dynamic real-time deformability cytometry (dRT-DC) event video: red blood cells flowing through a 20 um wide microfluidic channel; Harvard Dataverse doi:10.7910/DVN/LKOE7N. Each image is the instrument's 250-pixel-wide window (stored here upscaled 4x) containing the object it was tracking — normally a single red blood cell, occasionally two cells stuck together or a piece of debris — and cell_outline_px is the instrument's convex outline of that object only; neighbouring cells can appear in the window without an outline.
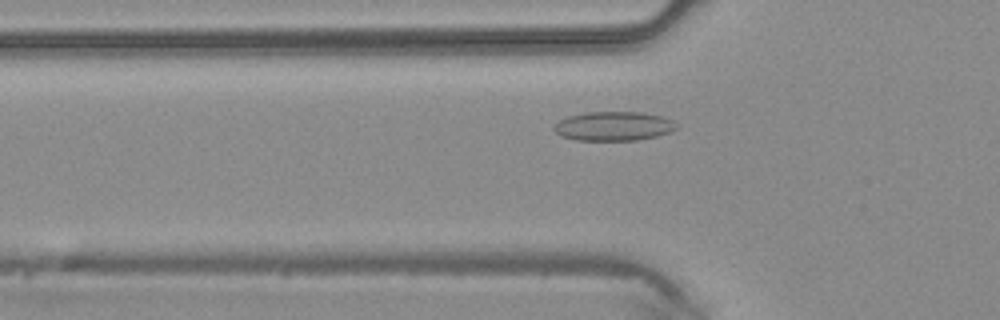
{"species": "common noctule bat (a hibernating species)", "species_latin": "Nyctalus noctula", "temperature_condition": "warm", "stored_images_in_passage": 36, "camera_frame_rate_fps": 3000, "um_per_image_px": 0.085, "animal": {"sex": "male", "body_mass_g": 20.4}, "frame": {"image": 1, "passage_image": 10, "time_ms": 3.0, "image_size_px": [1000, 320], "cell_outline_px": [[680, 124], [676, 128], [668, 132], [656, 136], [636, 140], [576, 140], [560, 136], [552, 128], [560, 120], [568, 116], [588, 112], [640, 112], [664, 116]], "centroid_in_image_um": [52.17, 10.72], "position_along_channel_um": 73.6, "area_um2": 20.81}}
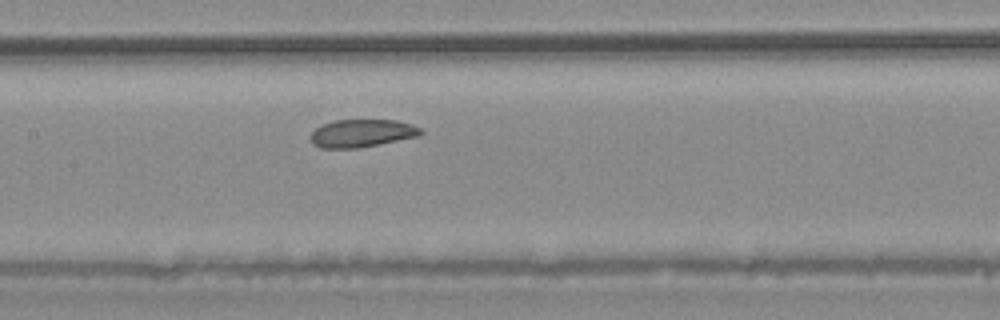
{"frame": {"image": 2, "passage_image": 17, "time_ms": 5.333, "image_size_px": [1000, 320], "cell_outline_px": [[424, 132], [420, 136], [356, 148], [320, 148], [312, 144], [308, 136], [316, 128], [324, 124], [336, 120], [396, 120], [412, 124], [420, 128]], "centroid_in_image_um": [30.74, 11.33], "position_along_channel_um": 176.7, "area_um2": 17.86}}
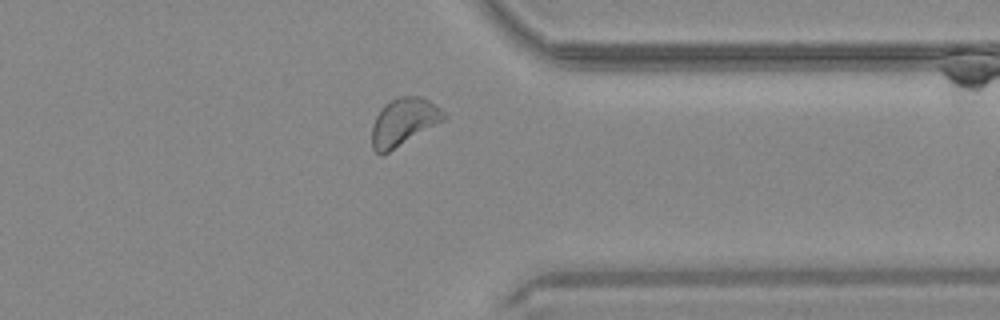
{"frame": {"image": 3, "passage_image": 31, "time_ms": 10.0, "image_size_px": [1000, 320], "cell_outline_px": [[448, 116], [444, 120], [388, 152], [380, 156], [372, 148], [372, 128], [376, 116], [384, 104], [400, 96], [420, 96], [428, 100], [440, 108]], "centroid_in_image_um": [34.3, 10.36], "position_along_channel_um": 377.1, "area_um2": 19.65}}